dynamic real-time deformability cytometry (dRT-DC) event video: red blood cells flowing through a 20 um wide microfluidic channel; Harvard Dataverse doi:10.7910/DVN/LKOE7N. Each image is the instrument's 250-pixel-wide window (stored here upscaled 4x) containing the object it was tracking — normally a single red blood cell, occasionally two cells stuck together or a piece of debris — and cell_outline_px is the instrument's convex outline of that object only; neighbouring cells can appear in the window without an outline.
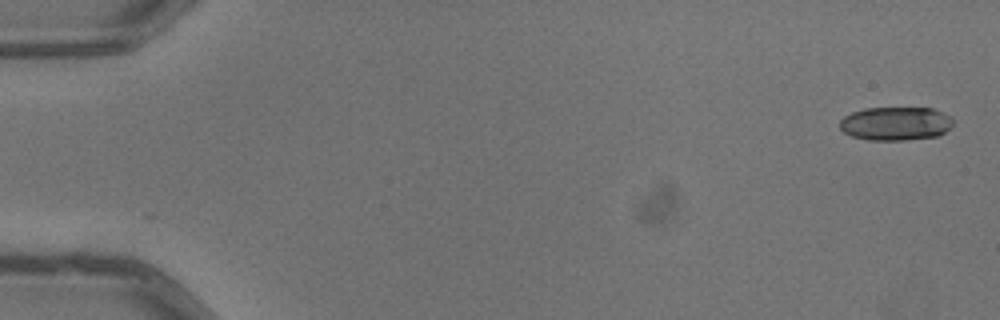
{"species": "common noctule bat (a hibernating species)", "species_latin": "Nyctalus noctula", "temperature_condition": "warm", "stored_images_in_passage": 3, "camera_frame_rate_fps": 3000, "um_per_image_px": 0.085, "animal": {"sex": "male", "body_mass_g": 13.3}, "frame": {"image": 1, "passage_image": 1, "time_ms": 0.0, "image_size_px": [1000, 320], "cell_outline_px": [[952, 124], [944, 132], [936, 136], [904, 140], [868, 140], [852, 136], [844, 132], [840, 128], [840, 120], [844, 116], [852, 112], [864, 108], [932, 108], [952, 116]], "centroid_in_image_um": [76.11, 10.5], "position_along_channel_um": 8.9, "area_um2": 22.14}}